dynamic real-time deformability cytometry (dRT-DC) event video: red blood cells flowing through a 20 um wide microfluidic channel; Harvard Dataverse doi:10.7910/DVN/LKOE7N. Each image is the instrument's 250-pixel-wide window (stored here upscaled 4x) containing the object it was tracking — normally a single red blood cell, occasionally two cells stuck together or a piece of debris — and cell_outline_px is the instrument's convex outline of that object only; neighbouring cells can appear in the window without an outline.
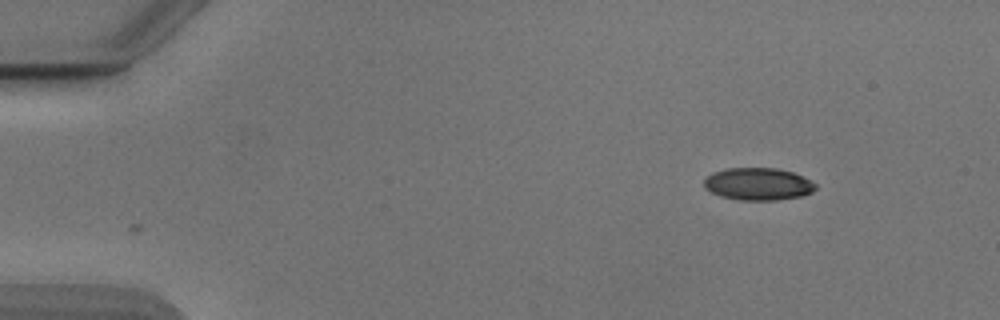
{"species": "Egyptian fruit bat (a non-hibernating species)", "species_latin": "Rousettus aegyptiacus", "temperature_condition": "cold", "stored_images_in_passage": 47, "camera_frame_rate_fps": 3000, "um_per_image_px": 0.085, "animal": {"sex": "male"}, "frame": {"image": 1, "passage_image": 1, "time_ms": 0.0, "image_size_px": [1000, 320], "cell_outline_px": [[816, 188], [812, 192], [800, 196], [776, 200], [740, 200], [720, 196], [704, 188], [704, 180], [712, 172], [728, 168], [776, 168], [792, 172], [816, 184]], "centroid_in_image_um": [64.4, 15.64], "position_along_channel_um": 20.6, "area_um2": 20.87}}
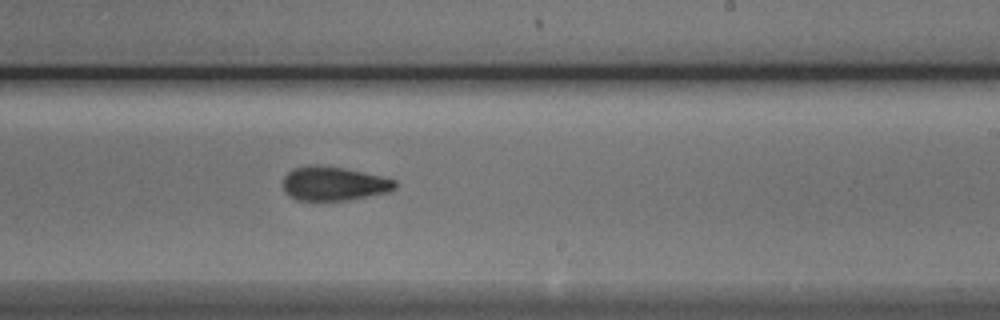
{"frame": {"image": 2, "passage_image": 27, "time_ms": 8.667, "image_size_px": [1000, 320], "cell_outline_px": [[396, 188], [392, 192], [348, 200], [296, 200], [288, 196], [284, 192], [284, 176], [292, 168], [308, 164], [320, 164], [344, 168], [364, 172], [396, 180]], "centroid_in_image_um": [28.37, 15.6], "position_along_channel_um": 260.6, "area_um2": 22.6}}
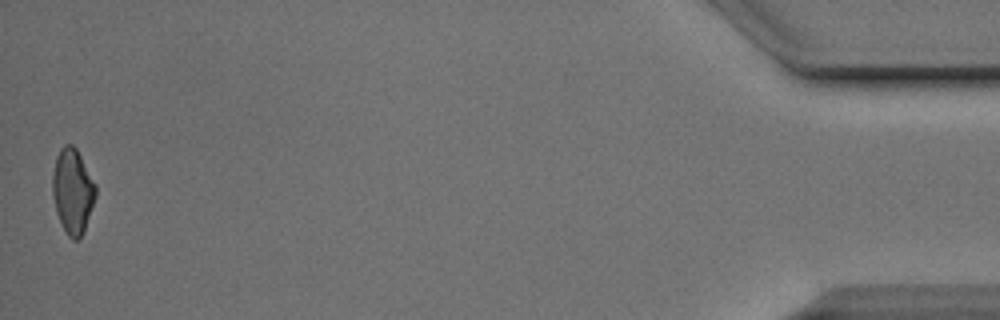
{"frame": {"image": 3, "passage_image": 47, "time_ms": 15.333, "image_size_px": [1000, 320], "cell_outline_px": [[96, 196], [84, 232], [76, 240], [72, 240], [68, 236], [56, 212], [52, 192], [52, 176], [56, 156], [60, 148], [64, 144], [72, 144], [76, 148], [96, 184]], "centroid_in_image_um": [6.17, 16.23], "position_along_channel_um": 429.0, "area_um2": 21.33}, "authors_computed_cell_mechanics": {"area_um2": 22.253, "velocity_mm_per_s": 3.8951, "shape_relaxation_time_tau1_ms": 7.1381, "shape_relaxation_time_tau2_ms": 2.1927, "deformation_change_tau1": 0.1532, "deformation_change_tau2": 0.0926}}